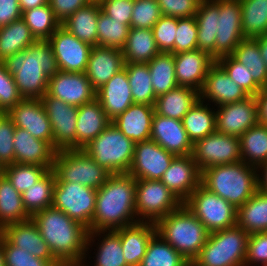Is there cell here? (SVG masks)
I'll use <instances>...</instances> for the list:
<instances>
[{
    "label": "cell",
    "instance_id": "1",
    "mask_svg": "<svg viewBox=\"0 0 267 266\" xmlns=\"http://www.w3.org/2000/svg\"><path fill=\"white\" fill-rule=\"evenodd\" d=\"M31 219L63 266H81L86 261L88 228L53 206L35 213Z\"/></svg>",
    "mask_w": 267,
    "mask_h": 266
},
{
    "label": "cell",
    "instance_id": "2",
    "mask_svg": "<svg viewBox=\"0 0 267 266\" xmlns=\"http://www.w3.org/2000/svg\"><path fill=\"white\" fill-rule=\"evenodd\" d=\"M135 196L136 179L133 176L128 173L111 174L106 183L97 189L89 232L113 231L138 223Z\"/></svg>",
    "mask_w": 267,
    "mask_h": 266
},
{
    "label": "cell",
    "instance_id": "3",
    "mask_svg": "<svg viewBox=\"0 0 267 266\" xmlns=\"http://www.w3.org/2000/svg\"><path fill=\"white\" fill-rule=\"evenodd\" d=\"M23 98L41 99L48 91L49 78L58 71L48 40H36L24 51L3 61Z\"/></svg>",
    "mask_w": 267,
    "mask_h": 266
},
{
    "label": "cell",
    "instance_id": "4",
    "mask_svg": "<svg viewBox=\"0 0 267 266\" xmlns=\"http://www.w3.org/2000/svg\"><path fill=\"white\" fill-rule=\"evenodd\" d=\"M256 171L243 161L208 167L201 171V184L238 209L258 191Z\"/></svg>",
    "mask_w": 267,
    "mask_h": 266
},
{
    "label": "cell",
    "instance_id": "5",
    "mask_svg": "<svg viewBox=\"0 0 267 266\" xmlns=\"http://www.w3.org/2000/svg\"><path fill=\"white\" fill-rule=\"evenodd\" d=\"M157 233L188 261H193L209 232L184 203L156 223Z\"/></svg>",
    "mask_w": 267,
    "mask_h": 266
},
{
    "label": "cell",
    "instance_id": "6",
    "mask_svg": "<svg viewBox=\"0 0 267 266\" xmlns=\"http://www.w3.org/2000/svg\"><path fill=\"white\" fill-rule=\"evenodd\" d=\"M248 237L238 225L211 232L193 262L197 266H245Z\"/></svg>",
    "mask_w": 267,
    "mask_h": 266
},
{
    "label": "cell",
    "instance_id": "7",
    "mask_svg": "<svg viewBox=\"0 0 267 266\" xmlns=\"http://www.w3.org/2000/svg\"><path fill=\"white\" fill-rule=\"evenodd\" d=\"M135 143L112 123L84 150L111 174L128 173L133 161Z\"/></svg>",
    "mask_w": 267,
    "mask_h": 266
},
{
    "label": "cell",
    "instance_id": "8",
    "mask_svg": "<svg viewBox=\"0 0 267 266\" xmlns=\"http://www.w3.org/2000/svg\"><path fill=\"white\" fill-rule=\"evenodd\" d=\"M52 170L56 182L79 183L96 190L102 187L111 175L82 149L58 150Z\"/></svg>",
    "mask_w": 267,
    "mask_h": 266
},
{
    "label": "cell",
    "instance_id": "9",
    "mask_svg": "<svg viewBox=\"0 0 267 266\" xmlns=\"http://www.w3.org/2000/svg\"><path fill=\"white\" fill-rule=\"evenodd\" d=\"M184 205L209 233L237 225V208L200 184Z\"/></svg>",
    "mask_w": 267,
    "mask_h": 266
},
{
    "label": "cell",
    "instance_id": "10",
    "mask_svg": "<svg viewBox=\"0 0 267 266\" xmlns=\"http://www.w3.org/2000/svg\"><path fill=\"white\" fill-rule=\"evenodd\" d=\"M182 204L160 180H136L135 209L139 222L156 224Z\"/></svg>",
    "mask_w": 267,
    "mask_h": 266
},
{
    "label": "cell",
    "instance_id": "11",
    "mask_svg": "<svg viewBox=\"0 0 267 266\" xmlns=\"http://www.w3.org/2000/svg\"><path fill=\"white\" fill-rule=\"evenodd\" d=\"M97 190L72 182H56L52 206L90 228L94 216Z\"/></svg>",
    "mask_w": 267,
    "mask_h": 266
},
{
    "label": "cell",
    "instance_id": "12",
    "mask_svg": "<svg viewBox=\"0 0 267 266\" xmlns=\"http://www.w3.org/2000/svg\"><path fill=\"white\" fill-rule=\"evenodd\" d=\"M192 157L200 171L242 161L240 139L215 131L193 144Z\"/></svg>",
    "mask_w": 267,
    "mask_h": 266
},
{
    "label": "cell",
    "instance_id": "13",
    "mask_svg": "<svg viewBox=\"0 0 267 266\" xmlns=\"http://www.w3.org/2000/svg\"><path fill=\"white\" fill-rule=\"evenodd\" d=\"M41 101L51 123L53 147L58 150L76 149L78 106H72L46 93Z\"/></svg>",
    "mask_w": 267,
    "mask_h": 266
},
{
    "label": "cell",
    "instance_id": "14",
    "mask_svg": "<svg viewBox=\"0 0 267 266\" xmlns=\"http://www.w3.org/2000/svg\"><path fill=\"white\" fill-rule=\"evenodd\" d=\"M48 42L52 46L59 70L85 73L92 45L79 40L62 25Z\"/></svg>",
    "mask_w": 267,
    "mask_h": 266
},
{
    "label": "cell",
    "instance_id": "15",
    "mask_svg": "<svg viewBox=\"0 0 267 266\" xmlns=\"http://www.w3.org/2000/svg\"><path fill=\"white\" fill-rule=\"evenodd\" d=\"M175 155L149 139L135 143L133 161L128 174L136 180H161Z\"/></svg>",
    "mask_w": 267,
    "mask_h": 266
},
{
    "label": "cell",
    "instance_id": "16",
    "mask_svg": "<svg viewBox=\"0 0 267 266\" xmlns=\"http://www.w3.org/2000/svg\"><path fill=\"white\" fill-rule=\"evenodd\" d=\"M258 123V103L256 96H249L239 102L228 103L216 111V131L240 137Z\"/></svg>",
    "mask_w": 267,
    "mask_h": 266
},
{
    "label": "cell",
    "instance_id": "17",
    "mask_svg": "<svg viewBox=\"0 0 267 266\" xmlns=\"http://www.w3.org/2000/svg\"><path fill=\"white\" fill-rule=\"evenodd\" d=\"M215 59L231 55L245 38L242 31L240 0H220V14L217 18Z\"/></svg>",
    "mask_w": 267,
    "mask_h": 266
},
{
    "label": "cell",
    "instance_id": "18",
    "mask_svg": "<svg viewBox=\"0 0 267 266\" xmlns=\"http://www.w3.org/2000/svg\"><path fill=\"white\" fill-rule=\"evenodd\" d=\"M47 93L72 106H82L93 101L97 91L92 87L85 73L59 70L49 78Z\"/></svg>",
    "mask_w": 267,
    "mask_h": 266
},
{
    "label": "cell",
    "instance_id": "19",
    "mask_svg": "<svg viewBox=\"0 0 267 266\" xmlns=\"http://www.w3.org/2000/svg\"><path fill=\"white\" fill-rule=\"evenodd\" d=\"M7 114L15 127L27 130L33 137L53 146L51 123L41 99L23 98Z\"/></svg>",
    "mask_w": 267,
    "mask_h": 266
},
{
    "label": "cell",
    "instance_id": "20",
    "mask_svg": "<svg viewBox=\"0 0 267 266\" xmlns=\"http://www.w3.org/2000/svg\"><path fill=\"white\" fill-rule=\"evenodd\" d=\"M160 181L184 203L201 184V171L192 155L175 156Z\"/></svg>",
    "mask_w": 267,
    "mask_h": 266
},
{
    "label": "cell",
    "instance_id": "21",
    "mask_svg": "<svg viewBox=\"0 0 267 266\" xmlns=\"http://www.w3.org/2000/svg\"><path fill=\"white\" fill-rule=\"evenodd\" d=\"M216 59L200 49L174 54L176 81L179 86H187L201 91L207 73Z\"/></svg>",
    "mask_w": 267,
    "mask_h": 266
},
{
    "label": "cell",
    "instance_id": "22",
    "mask_svg": "<svg viewBox=\"0 0 267 266\" xmlns=\"http://www.w3.org/2000/svg\"><path fill=\"white\" fill-rule=\"evenodd\" d=\"M150 139L175 156L192 155L193 144L180 120L154 113Z\"/></svg>",
    "mask_w": 267,
    "mask_h": 266
},
{
    "label": "cell",
    "instance_id": "23",
    "mask_svg": "<svg viewBox=\"0 0 267 266\" xmlns=\"http://www.w3.org/2000/svg\"><path fill=\"white\" fill-rule=\"evenodd\" d=\"M124 67L122 50L96 45L91 50L85 75L97 91Z\"/></svg>",
    "mask_w": 267,
    "mask_h": 266
},
{
    "label": "cell",
    "instance_id": "24",
    "mask_svg": "<svg viewBox=\"0 0 267 266\" xmlns=\"http://www.w3.org/2000/svg\"><path fill=\"white\" fill-rule=\"evenodd\" d=\"M249 95L234 81L224 68L216 61L207 73L200 99H209L216 106L245 100Z\"/></svg>",
    "mask_w": 267,
    "mask_h": 266
},
{
    "label": "cell",
    "instance_id": "25",
    "mask_svg": "<svg viewBox=\"0 0 267 266\" xmlns=\"http://www.w3.org/2000/svg\"><path fill=\"white\" fill-rule=\"evenodd\" d=\"M15 163L44 166L49 170L57 150L48 142L33 137L27 130L15 127Z\"/></svg>",
    "mask_w": 267,
    "mask_h": 266
},
{
    "label": "cell",
    "instance_id": "26",
    "mask_svg": "<svg viewBox=\"0 0 267 266\" xmlns=\"http://www.w3.org/2000/svg\"><path fill=\"white\" fill-rule=\"evenodd\" d=\"M11 245L29 251L33 256L58 261L44 241L32 219L5 226L0 233Z\"/></svg>",
    "mask_w": 267,
    "mask_h": 266
},
{
    "label": "cell",
    "instance_id": "27",
    "mask_svg": "<svg viewBox=\"0 0 267 266\" xmlns=\"http://www.w3.org/2000/svg\"><path fill=\"white\" fill-rule=\"evenodd\" d=\"M96 98L111 121L134 103L125 67L97 90Z\"/></svg>",
    "mask_w": 267,
    "mask_h": 266
},
{
    "label": "cell",
    "instance_id": "28",
    "mask_svg": "<svg viewBox=\"0 0 267 266\" xmlns=\"http://www.w3.org/2000/svg\"><path fill=\"white\" fill-rule=\"evenodd\" d=\"M154 113L153 105L133 103L112 124L134 143L146 141L150 139Z\"/></svg>",
    "mask_w": 267,
    "mask_h": 266
},
{
    "label": "cell",
    "instance_id": "29",
    "mask_svg": "<svg viewBox=\"0 0 267 266\" xmlns=\"http://www.w3.org/2000/svg\"><path fill=\"white\" fill-rule=\"evenodd\" d=\"M112 121L104 112L99 100L78 106L76 123V149H83L98 137Z\"/></svg>",
    "mask_w": 267,
    "mask_h": 266
},
{
    "label": "cell",
    "instance_id": "30",
    "mask_svg": "<svg viewBox=\"0 0 267 266\" xmlns=\"http://www.w3.org/2000/svg\"><path fill=\"white\" fill-rule=\"evenodd\" d=\"M114 231L120 236L128 266L140 265L150 239L157 233L156 224L151 222H138Z\"/></svg>",
    "mask_w": 267,
    "mask_h": 266
},
{
    "label": "cell",
    "instance_id": "31",
    "mask_svg": "<svg viewBox=\"0 0 267 266\" xmlns=\"http://www.w3.org/2000/svg\"><path fill=\"white\" fill-rule=\"evenodd\" d=\"M220 14V0H201L195 19L197 22V49L215 58L217 18Z\"/></svg>",
    "mask_w": 267,
    "mask_h": 266
},
{
    "label": "cell",
    "instance_id": "32",
    "mask_svg": "<svg viewBox=\"0 0 267 266\" xmlns=\"http://www.w3.org/2000/svg\"><path fill=\"white\" fill-rule=\"evenodd\" d=\"M199 99V91L187 86H178L156 98L155 113L182 121Z\"/></svg>",
    "mask_w": 267,
    "mask_h": 266
},
{
    "label": "cell",
    "instance_id": "33",
    "mask_svg": "<svg viewBox=\"0 0 267 266\" xmlns=\"http://www.w3.org/2000/svg\"><path fill=\"white\" fill-rule=\"evenodd\" d=\"M101 7L91 2L70 15L61 25L76 38L92 46L98 45L97 23Z\"/></svg>",
    "mask_w": 267,
    "mask_h": 266
},
{
    "label": "cell",
    "instance_id": "34",
    "mask_svg": "<svg viewBox=\"0 0 267 266\" xmlns=\"http://www.w3.org/2000/svg\"><path fill=\"white\" fill-rule=\"evenodd\" d=\"M237 225L247 234L267 231V193L258 190L237 209Z\"/></svg>",
    "mask_w": 267,
    "mask_h": 266
},
{
    "label": "cell",
    "instance_id": "35",
    "mask_svg": "<svg viewBox=\"0 0 267 266\" xmlns=\"http://www.w3.org/2000/svg\"><path fill=\"white\" fill-rule=\"evenodd\" d=\"M125 63H148L160 53L152 29L130 28L122 49Z\"/></svg>",
    "mask_w": 267,
    "mask_h": 266
},
{
    "label": "cell",
    "instance_id": "36",
    "mask_svg": "<svg viewBox=\"0 0 267 266\" xmlns=\"http://www.w3.org/2000/svg\"><path fill=\"white\" fill-rule=\"evenodd\" d=\"M203 102L205 103L199 99L182 119L183 127L192 144L216 131V112L208 107L209 104L205 105Z\"/></svg>",
    "mask_w": 267,
    "mask_h": 266
},
{
    "label": "cell",
    "instance_id": "37",
    "mask_svg": "<svg viewBox=\"0 0 267 266\" xmlns=\"http://www.w3.org/2000/svg\"><path fill=\"white\" fill-rule=\"evenodd\" d=\"M242 161L258 168L267 161V125L257 123L240 137Z\"/></svg>",
    "mask_w": 267,
    "mask_h": 266
},
{
    "label": "cell",
    "instance_id": "38",
    "mask_svg": "<svg viewBox=\"0 0 267 266\" xmlns=\"http://www.w3.org/2000/svg\"><path fill=\"white\" fill-rule=\"evenodd\" d=\"M35 41L30 28L22 18L0 28V62L24 51Z\"/></svg>",
    "mask_w": 267,
    "mask_h": 266
},
{
    "label": "cell",
    "instance_id": "39",
    "mask_svg": "<svg viewBox=\"0 0 267 266\" xmlns=\"http://www.w3.org/2000/svg\"><path fill=\"white\" fill-rule=\"evenodd\" d=\"M31 219L26 212L21 193L5 176L0 178V230L5 226Z\"/></svg>",
    "mask_w": 267,
    "mask_h": 266
},
{
    "label": "cell",
    "instance_id": "40",
    "mask_svg": "<svg viewBox=\"0 0 267 266\" xmlns=\"http://www.w3.org/2000/svg\"><path fill=\"white\" fill-rule=\"evenodd\" d=\"M147 65L156 98L179 86L176 81L173 53L160 52Z\"/></svg>",
    "mask_w": 267,
    "mask_h": 266
},
{
    "label": "cell",
    "instance_id": "41",
    "mask_svg": "<svg viewBox=\"0 0 267 266\" xmlns=\"http://www.w3.org/2000/svg\"><path fill=\"white\" fill-rule=\"evenodd\" d=\"M231 55L250 70L253 80L261 88L267 86V67L255 38H244Z\"/></svg>",
    "mask_w": 267,
    "mask_h": 266
},
{
    "label": "cell",
    "instance_id": "42",
    "mask_svg": "<svg viewBox=\"0 0 267 266\" xmlns=\"http://www.w3.org/2000/svg\"><path fill=\"white\" fill-rule=\"evenodd\" d=\"M55 183L56 176L50 169L39 181L21 194L23 206L30 216L52 206Z\"/></svg>",
    "mask_w": 267,
    "mask_h": 266
},
{
    "label": "cell",
    "instance_id": "43",
    "mask_svg": "<svg viewBox=\"0 0 267 266\" xmlns=\"http://www.w3.org/2000/svg\"><path fill=\"white\" fill-rule=\"evenodd\" d=\"M101 233H106V235H104L105 237L102 238L101 242L99 243L100 245H98L99 249L97 250L94 266H128L126 259L123 256L120 236L114 230H96L89 232L87 249H89L88 247L91 245L93 239L97 237V234L99 236ZM84 265L85 263H83L81 266Z\"/></svg>",
    "mask_w": 267,
    "mask_h": 266
},
{
    "label": "cell",
    "instance_id": "44",
    "mask_svg": "<svg viewBox=\"0 0 267 266\" xmlns=\"http://www.w3.org/2000/svg\"><path fill=\"white\" fill-rule=\"evenodd\" d=\"M134 103L155 105L156 96L147 63H125Z\"/></svg>",
    "mask_w": 267,
    "mask_h": 266
},
{
    "label": "cell",
    "instance_id": "45",
    "mask_svg": "<svg viewBox=\"0 0 267 266\" xmlns=\"http://www.w3.org/2000/svg\"><path fill=\"white\" fill-rule=\"evenodd\" d=\"M245 38L267 34V0H240Z\"/></svg>",
    "mask_w": 267,
    "mask_h": 266
},
{
    "label": "cell",
    "instance_id": "46",
    "mask_svg": "<svg viewBox=\"0 0 267 266\" xmlns=\"http://www.w3.org/2000/svg\"><path fill=\"white\" fill-rule=\"evenodd\" d=\"M188 262L158 233L149 241L139 266H184Z\"/></svg>",
    "mask_w": 267,
    "mask_h": 266
},
{
    "label": "cell",
    "instance_id": "47",
    "mask_svg": "<svg viewBox=\"0 0 267 266\" xmlns=\"http://www.w3.org/2000/svg\"><path fill=\"white\" fill-rule=\"evenodd\" d=\"M21 18L26 22L36 40H48L61 26L49 3L23 11Z\"/></svg>",
    "mask_w": 267,
    "mask_h": 266
},
{
    "label": "cell",
    "instance_id": "48",
    "mask_svg": "<svg viewBox=\"0 0 267 266\" xmlns=\"http://www.w3.org/2000/svg\"><path fill=\"white\" fill-rule=\"evenodd\" d=\"M130 27L121 21L113 20L101 10L98 15V46L122 50L126 44Z\"/></svg>",
    "mask_w": 267,
    "mask_h": 266
},
{
    "label": "cell",
    "instance_id": "49",
    "mask_svg": "<svg viewBox=\"0 0 267 266\" xmlns=\"http://www.w3.org/2000/svg\"><path fill=\"white\" fill-rule=\"evenodd\" d=\"M49 169L44 166L13 163L6 165L4 176L19 193L33 186Z\"/></svg>",
    "mask_w": 267,
    "mask_h": 266
},
{
    "label": "cell",
    "instance_id": "50",
    "mask_svg": "<svg viewBox=\"0 0 267 266\" xmlns=\"http://www.w3.org/2000/svg\"><path fill=\"white\" fill-rule=\"evenodd\" d=\"M216 61L224 68L230 79L240 86L249 96H256L262 89L253 80L250 70L232 55L220 57Z\"/></svg>",
    "mask_w": 267,
    "mask_h": 266
},
{
    "label": "cell",
    "instance_id": "51",
    "mask_svg": "<svg viewBox=\"0 0 267 266\" xmlns=\"http://www.w3.org/2000/svg\"><path fill=\"white\" fill-rule=\"evenodd\" d=\"M4 266H63L59 261H47L33 256L29 251L11 245L1 235Z\"/></svg>",
    "mask_w": 267,
    "mask_h": 266
},
{
    "label": "cell",
    "instance_id": "52",
    "mask_svg": "<svg viewBox=\"0 0 267 266\" xmlns=\"http://www.w3.org/2000/svg\"><path fill=\"white\" fill-rule=\"evenodd\" d=\"M162 16L157 0H134L131 28L152 29Z\"/></svg>",
    "mask_w": 267,
    "mask_h": 266
},
{
    "label": "cell",
    "instance_id": "53",
    "mask_svg": "<svg viewBox=\"0 0 267 266\" xmlns=\"http://www.w3.org/2000/svg\"><path fill=\"white\" fill-rule=\"evenodd\" d=\"M178 18L162 16L153 26L152 32L160 52L173 53Z\"/></svg>",
    "mask_w": 267,
    "mask_h": 266
},
{
    "label": "cell",
    "instance_id": "54",
    "mask_svg": "<svg viewBox=\"0 0 267 266\" xmlns=\"http://www.w3.org/2000/svg\"><path fill=\"white\" fill-rule=\"evenodd\" d=\"M197 22L195 16L178 18L174 54L197 49Z\"/></svg>",
    "mask_w": 267,
    "mask_h": 266
},
{
    "label": "cell",
    "instance_id": "55",
    "mask_svg": "<svg viewBox=\"0 0 267 266\" xmlns=\"http://www.w3.org/2000/svg\"><path fill=\"white\" fill-rule=\"evenodd\" d=\"M15 125L11 117L0 113V162L6 166L15 163L14 152Z\"/></svg>",
    "mask_w": 267,
    "mask_h": 266
},
{
    "label": "cell",
    "instance_id": "56",
    "mask_svg": "<svg viewBox=\"0 0 267 266\" xmlns=\"http://www.w3.org/2000/svg\"><path fill=\"white\" fill-rule=\"evenodd\" d=\"M22 99L13 76L4 63L0 62V111L7 113Z\"/></svg>",
    "mask_w": 267,
    "mask_h": 266
},
{
    "label": "cell",
    "instance_id": "57",
    "mask_svg": "<svg viewBox=\"0 0 267 266\" xmlns=\"http://www.w3.org/2000/svg\"><path fill=\"white\" fill-rule=\"evenodd\" d=\"M99 4L104 14L131 28L134 0H101Z\"/></svg>",
    "mask_w": 267,
    "mask_h": 266
},
{
    "label": "cell",
    "instance_id": "58",
    "mask_svg": "<svg viewBox=\"0 0 267 266\" xmlns=\"http://www.w3.org/2000/svg\"><path fill=\"white\" fill-rule=\"evenodd\" d=\"M164 16L187 18L196 15L201 0H157Z\"/></svg>",
    "mask_w": 267,
    "mask_h": 266
},
{
    "label": "cell",
    "instance_id": "59",
    "mask_svg": "<svg viewBox=\"0 0 267 266\" xmlns=\"http://www.w3.org/2000/svg\"><path fill=\"white\" fill-rule=\"evenodd\" d=\"M260 263L261 266L267 264V233L249 234L247 242V253L245 266Z\"/></svg>",
    "mask_w": 267,
    "mask_h": 266
},
{
    "label": "cell",
    "instance_id": "60",
    "mask_svg": "<svg viewBox=\"0 0 267 266\" xmlns=\"http://www.w3.org/2000/svg\"><path fill=\"white\" fill-rule=\"evenodd\" d=\"M91 0H48L55 18L62 24L76 10L91 3Z\"/></svg>",
    "mask_w": 267,
    "mask_h": 266
},
{
    "label": "cell",
    "instance_id": "61",
    "mask_svg": "<svg viewBox=\"0 0 267 266\" xmlns=\"http://www.w3.org/2000/svg\"><path fill=\"white\" fill-rule=\"evenodd\" d=\"M22 11L18 0H0V28L21 18Z\"/></svg>",
    "mask_w": 267,
    "mask_h": 266
},
{
    "label": "cell",
    "instance_id": "62",
    "mask_svg": "<svg viewBox=\"0 0 267 266\" xmlns=\"http://www.w3.org/2000/svg\"><path fill=\"white\" fill-rule=\"evenodd\" d=\"M258 103V123L267 125V86L256 95Z\"/></svg>",
    "mask_w": 267,
    "mask_h": 266
},
{
    "label": "cell",
    "instance_id": "63",
    "mask_svg": "<svg viewBox=\"0 0 267 266\" xmlns=\"http://www.w3.org/2000/svg\"><path fill=\"white\" fill-rule=\"evenodd\" d=\"M259 169L262 170V174H257L258 190L267 193V161L257 168L258 171Z\"/></svg>",
    "mask_w": 267,
    "mask_h": 266
},
{
    "label": "cell",
    "instance_id": "64",
    "mask_svg": "<svg viewBox=\"0 0 267 266\" xmlns=\"http://www.w3.org/2000/svg\"><path fill=\"white\" fill-rule=\"evenodd\" d=\"M21 11H26L48 4V0H18Z\"/></svg>",
    "mask_w": 267,
    "mask_h": 266
},
{
    "label": "cell",
    "instance_id": "65",
    "mask_svg": "<svg viewBox=\"0 0 267 266\" xmlns=\"http://www.w3.org/2000/svg\"><path fill=\"white\" fill-rule=\"evenodd\" d=\"M255 39L259 43L260 53L267 67V34L258 36Z\"/></svg>",
    "mask_w": 267,
    "mask_h": 266
},
{
    "label": "cell",
    "instance_id": "66",
    "mask_svg": "<svg viewBox=\"0 0 267 266\" xmlns=\"http://www.w3.org/2000/svg\"><path fill=\"white\" fill-rule=\"evenodd\" d=\"M0 266H4V256L1 245V234H0Z\"/></svg>",
    "mask_w": 267,
    "mask_h": 266
},
{
    "label": "cell",
    "instance_id": "67",
    "mask_svg": "<svg viewBox=\"0 0 267 266\" xmlns=\"http://www.w3.org/2000/svg\"><path fill=\"white\" fill-rule=\"evenodd\" d=\"M5 166L0 162V178L4 176Z\"/></svg>",
    "mask_w": 267,
    "mask_h": 266
},
{
    "label": "cell",
    "instance_id": "68",
    "mask_svg": "<svg viewBox=\"0 0 267 266\" xmlns=\"http://www.w3.org/2000/svg\"><path fill=\"white\" fill-rule=\"evenodd\" d=\"M184 266H197L193 261H188Z\"/></svg>",
    "mask_w": 267,
    "mask_h": 266
},
{
    "label": "cell",
    "instance_id": "69",
    "mask_svg": "<svg viewBox=\"0 0 267 266\" xmlns=\"http://www.w3.org/2000/svg\"><path fill=\"white\" fill-rule=\"evenodd\" d=\"M92 2H100L101 0H91Z\"/></svg>",
    "mask_w": 267,
    "mask_h": 266
}]
</instances>
